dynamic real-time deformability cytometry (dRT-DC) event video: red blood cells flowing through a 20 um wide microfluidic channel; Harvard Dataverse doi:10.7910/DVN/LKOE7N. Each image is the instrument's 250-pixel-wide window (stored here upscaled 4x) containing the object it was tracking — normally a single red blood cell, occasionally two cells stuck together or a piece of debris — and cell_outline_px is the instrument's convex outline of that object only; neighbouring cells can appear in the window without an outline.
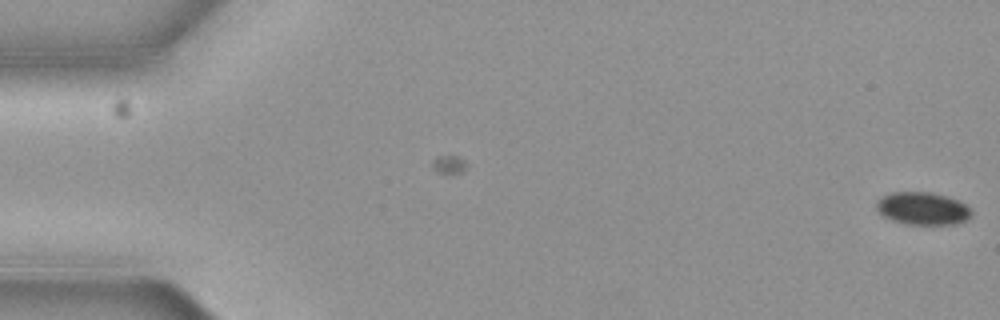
{"species": "common noctule bat (a hibernating species)", "species_latin": "Nyctalus noctula", "temperature_condition": "cold", "stored_images_in_passage": 5, "camera_frame_rate_fps": 3000, "um_per_image_px": 0.085, "animal": {"sex": "female", "body_mass_g": 19.3, "forearm_length_mm": 54.1}, "frame": {"image": 1, "passage_image": 5, "time_ms": 1.333, "image_size_px": [1000, 320], "cell_outline_px": [[972, 216], [968, 220], [956, 224], [904, 224], [892, 220], [884, 216], [876, 208], [876, 200], [892, 192], [932, 192], [948, 196], [964, 204], [972, 212]], "centroid_in_image_um": [78.43, 17.72], "position_along_channel_um": 6.6, "area_um2": 18.09}}